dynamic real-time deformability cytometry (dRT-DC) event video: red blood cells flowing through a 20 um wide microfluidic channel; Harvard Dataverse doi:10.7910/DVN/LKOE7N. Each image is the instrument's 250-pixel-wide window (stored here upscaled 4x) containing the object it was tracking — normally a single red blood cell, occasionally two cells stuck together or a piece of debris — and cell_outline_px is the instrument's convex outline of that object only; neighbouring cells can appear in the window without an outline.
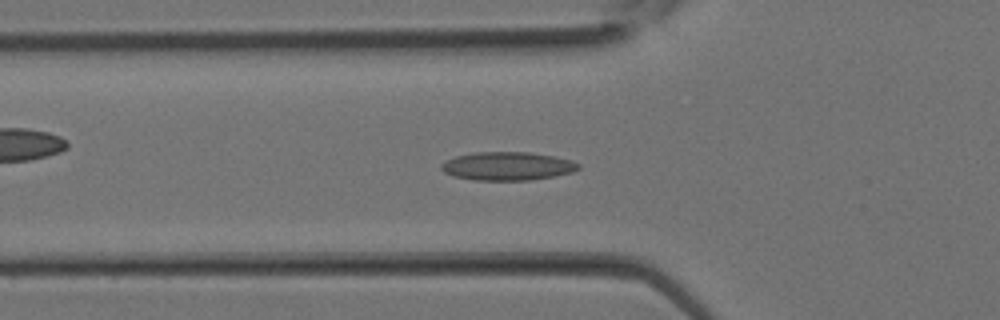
{"species": "Egyptian fruit bat (a non-hibernating species)", "species_latin": "Rousettus aegyptiacus", "temperature_condition": "room temperature", "stored_images_in_passage": 27, "camera_frame_rate_fps": 3000, "um_per_image_px": 0.085, "animal": {"sex": "female"}, "frame": {"image": 1, "passage_image": 6, "time_ms": 1.667, "image_size_px": [1000, 320], "cell_outline_px": [[580, 168], [572, 172], [532, 180], [476, 180], [452, 176], [444, 172], [440, 168], [440, 164], [456, 156], [476, 152], [528, 152], [552, 156], [572, 160], [580, 164]], "centroid_in_image_um": [43.13, 14.12], "position_along_channel_um": 82.7, "area_um2": 22.6}}
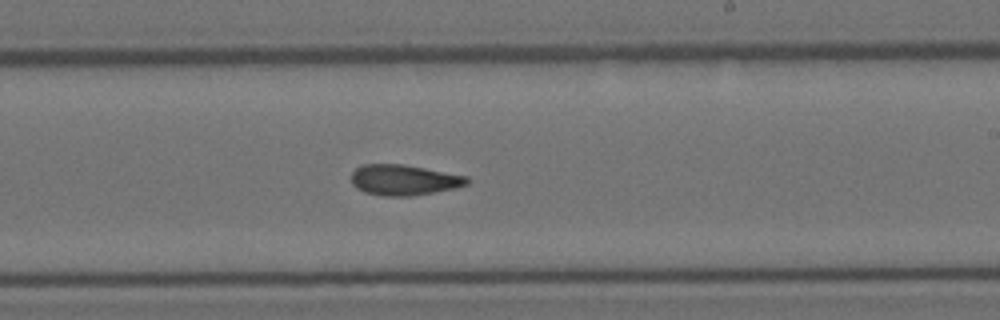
{"frame": {"image": 2, "passage_image": 14, "time_ms": 4.333, "image_size_px": [1000, 320], "cell_outline_px": [[472, 180], [468, 184], [456, 188], [412, 196], [384, 196], [364, 192], [356, 188], [352, 184], [352, 172], [356, 168], [364, 164], [404, 164], [468, 176]], "centroid_in_image_um": [34.36, 15.3], "position_along_channel_um": 254.6, "area_um2": 20.81}}
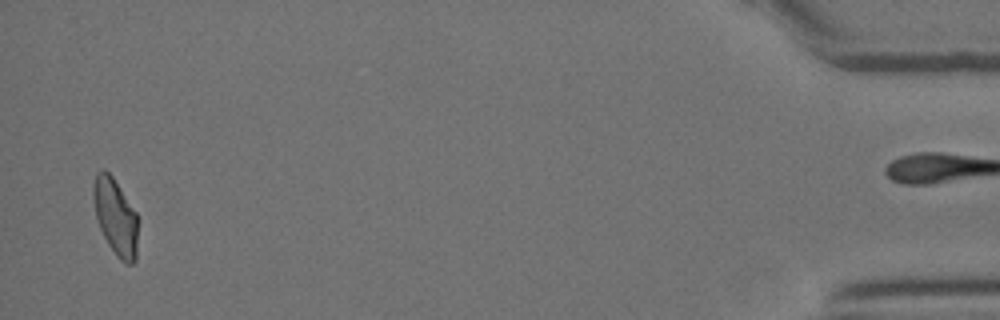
{"frame": {"image": 3, "passage_image": 26, "time_ms": 8.333, "image_size_px": [1000, 320], "cell_outline_px": [[136, 260], [132, 264], [124, 264], [116, 256], [108, 244], [100, 228], [96, 216], [92, 196], [92, 188], [96, 172], [100, 168], [104, 168], [112, 176], [136, 212]], "centroid_in_image_um": [9.78, 18.41], "position_along_channel_um": 425.4, "area_um2": 19.77}}